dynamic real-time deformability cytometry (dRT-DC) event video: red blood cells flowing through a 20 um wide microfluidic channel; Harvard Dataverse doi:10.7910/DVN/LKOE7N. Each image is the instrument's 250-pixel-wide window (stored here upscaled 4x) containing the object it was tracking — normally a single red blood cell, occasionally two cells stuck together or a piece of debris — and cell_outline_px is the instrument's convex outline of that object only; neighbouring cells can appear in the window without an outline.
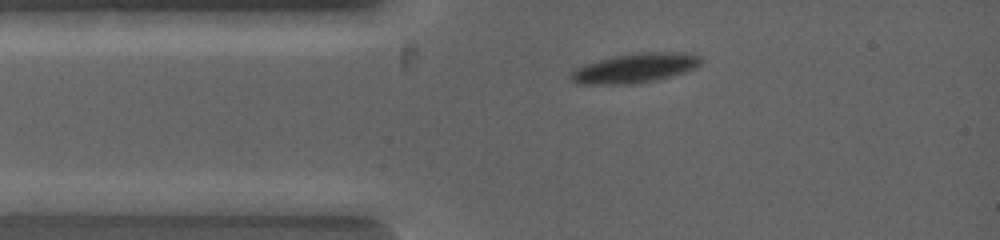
{"species": "common noctule bat (a hibernating species)", "species_latin": "Nyctalus noctula", "temperature_condition": "warm", "stored_images_in_passage": 11, "camera_frame_rate_fps": 5000, "um_per_image_px": 0.085, "animal": {"sex": "female", "body_mass_g": 19.0, "forearm_length_mm": 53.3}, "frame": {"image": 1, "passage_image": 4, "time_ms": 1.2, "image_size_px": [1000, 240], "cell_outline_px": [[700, 64], [696, 68], [672, 76], [632, 84], [580, 84], [572, 80], [572, 72], [576, 68], [588, 64], [620, 56], [648, 52], [664, 52], [700, 56]], "centroid_in_image_um": [54.0, 5.81], "position_along_channel_um": 31.0, "area_um2": 21.21}}